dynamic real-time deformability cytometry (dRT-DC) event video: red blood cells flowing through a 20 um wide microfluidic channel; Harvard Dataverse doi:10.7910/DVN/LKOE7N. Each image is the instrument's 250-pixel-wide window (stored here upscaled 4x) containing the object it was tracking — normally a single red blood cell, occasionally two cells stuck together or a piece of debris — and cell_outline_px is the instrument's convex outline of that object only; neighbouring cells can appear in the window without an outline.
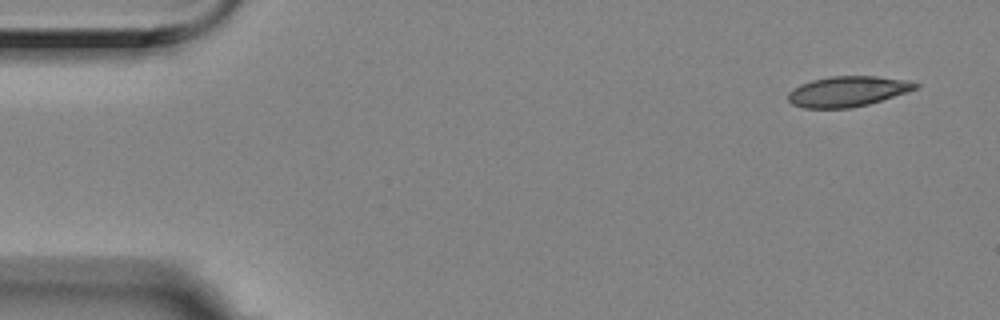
{"species": "Egyptian fruit bat (a non-hibernating species)", "species_latin": "Rousettus aegyptiacus", "temperature_condition": "room temperature", "stored_images_in_passage": 10, "camera_frame_rate_fps": 3000, "um_per_image_px": 0.085, "animal": {"sex": "female"}, "frame": {"image": 1, "passage_image": 1, "time_ms": 0.0, "image_size_px": [1000, 320], "cell_outline_px": [[920, 88], [908, 92], [868, 104], [852, 108], [804, 108], [792, 104], [788, 100], [788, 92], [800, 84], [812, 80], [832, 76], [876, 76], [908, 80], [920, 84]], "centroid_in_image_um": [72.07, 7.77], "position_along_channel_um": 12.9, "area_um2": 22.66}}
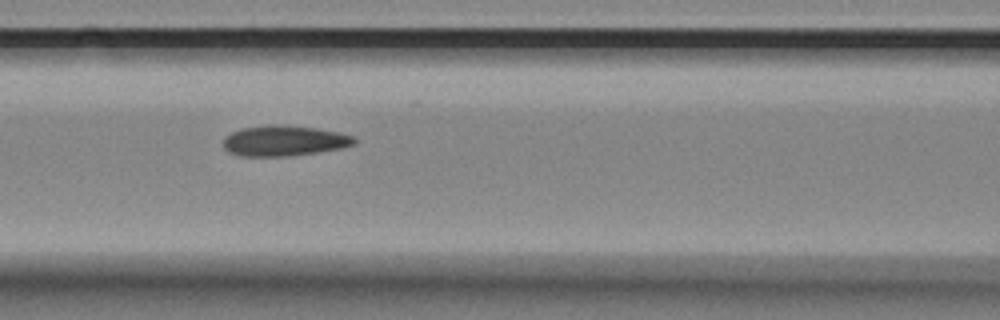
{"frame": {"image": 2, "passage_image": 6, "time_ms": 1.667, "image_size_px": [1000, 320], "cell_outline_px": [[356, 144], [340, 148], [316, 152], [288, 156], [240, 156], [228, 152], [224, 148], [224, 136], [240, 128], [268, 124], [280, 124], [316, 128], [340, 132], [352, 136], [356, 140]], "centroid_in_image_um": [24.12, 11.95], "position_along_channel_um": 142.5, "area_um2": 23.41}}
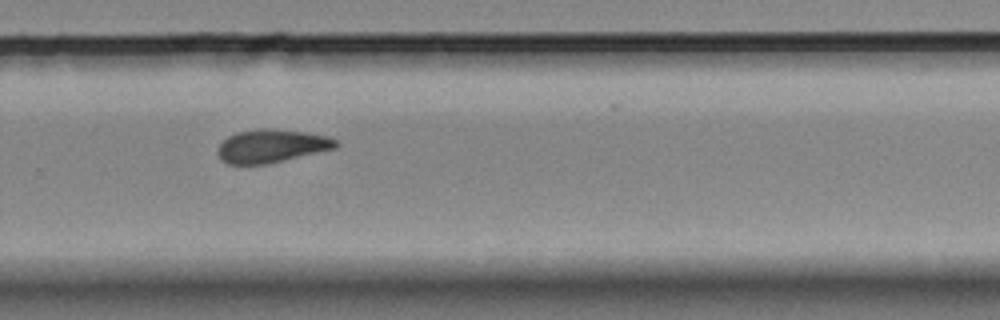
{"frame": {"image": 3, "passage_image": 10, "time_ms": 3.0, "image_size_px": [1000, 320], "cell_outline_px": [[340, 144], [336, 148], [268, 164], [228, 164], [220, 160], [216, 152], [216, 148], [228, 136], [236, 132], [260, 128], [268, 128], [308, 132], [328, 136], [336, 140]], "centroid_in_image_um": [23.06, 12.41], "position_along_channel_um": 306.7, "area_um2": 23.12}}